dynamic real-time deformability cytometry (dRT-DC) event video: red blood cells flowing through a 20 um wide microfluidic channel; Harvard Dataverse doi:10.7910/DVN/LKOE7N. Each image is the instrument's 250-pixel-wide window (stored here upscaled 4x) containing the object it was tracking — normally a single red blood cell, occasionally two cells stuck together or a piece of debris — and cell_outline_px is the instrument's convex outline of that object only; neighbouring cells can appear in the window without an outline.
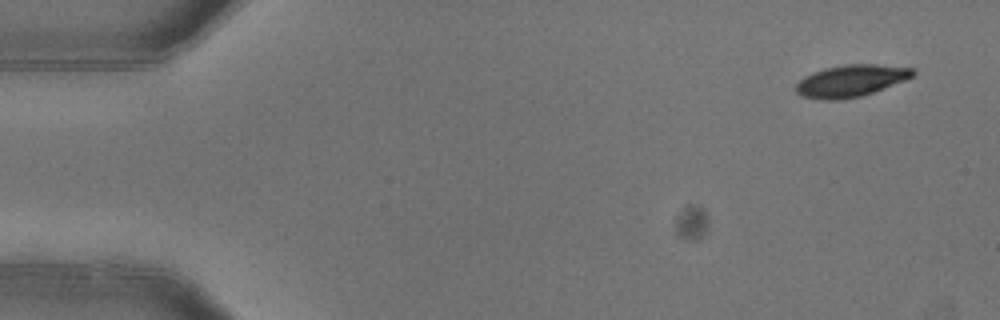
{"species": "common noctule bat (a hibernating species)", "species_latin": "Nyctalus noctula", "temperature_condition": "warm", "stored_images_in_passage": 4, "camera_frame_rate_fps": 3000, "um_per_image_px": 0.085, "animal": {"sex": "female"}, "frame": {"image": 1, "passage_image": 1, "time_ms": 0.0, "image_size_px": [1000, 320], "cell_outline_px": [[916, 72], [912, 76], [904, 80], [872, 92], [860, 96], [836, 100], [820, 100], [800, 96], [796, 92], [796, 84], [804, 76], [812, 72], [824, 68], [844, 64], [872, 64], [916, 68]], "centroid_in_image_um": [72.28, 6.86], "position_along_channel_um": 12.7, "area_um2": 21.68}}
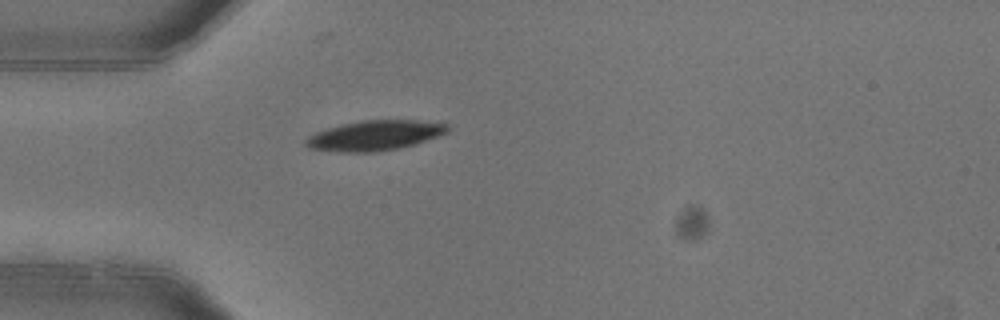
{"frame": {"image": 2, "passage_image": 4, "time_ms": 1.0, "image_size_px": [1000, 320], "cell_outline_px": [[448, 132], [416, 144], [400, 148], [376, 152], [340, 152], [308, 148], [304, 144], [304, 140], [308, 136], [316, 132], [340, 124], [364, 120], [416, 120], [448, 124]], "centroid_in_image_um": [31.83, 11.52], "position_along_channel_um": 53.2, "area_um2": 24.85}}